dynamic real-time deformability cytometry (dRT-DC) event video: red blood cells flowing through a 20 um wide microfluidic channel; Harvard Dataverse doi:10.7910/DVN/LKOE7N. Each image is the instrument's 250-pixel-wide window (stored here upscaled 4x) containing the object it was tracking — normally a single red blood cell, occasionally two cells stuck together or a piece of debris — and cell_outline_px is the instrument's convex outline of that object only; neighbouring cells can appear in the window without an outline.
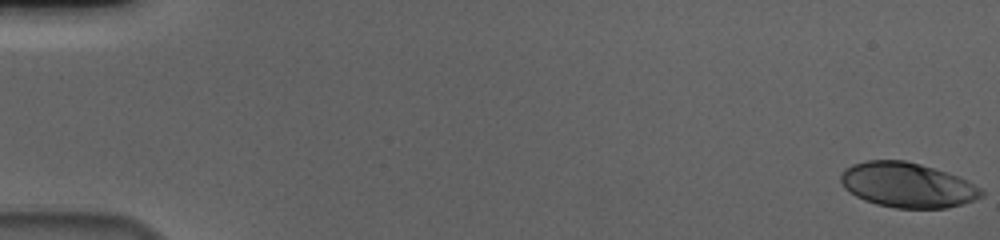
{"species": "human", "species_latin": "Homo sapiens", "temperature_condition": "cold", "stored_images_in_passage": 58, "camera_frame_rate_fps": 3000, "um_per_image_px": 0.085, "donor": {"sex": "male"}, "frame": {"image": 1, "passage_image": 1, "time_ms": 0.0, "image_size_px": [1000, 240], "cell_outline_px": [[984, 196], [960, 204], [944, 208], [896, 208], [876, 204], [864, 200], [856, 196], [844, 188], [840, 180], [840, 176], [844, 168], [852, 164], [868, 160], [904, 160], [920, 164], [956, 176], [980, 188], [984, 192]], "centroid_in_image_um": [77.06, 15.73], "position_along_channel_um": 7.9, "area_um2": 36.41}}
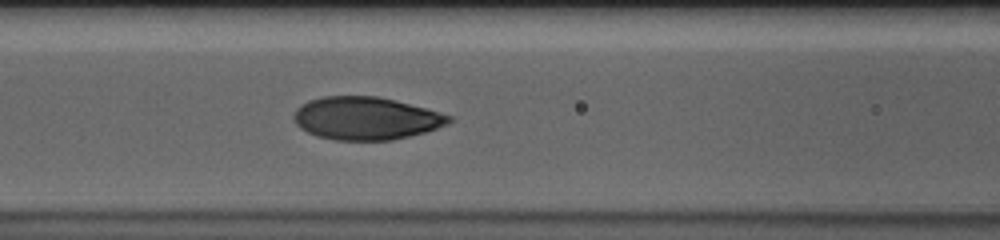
{"frame": {"image": 2, "passage_image": 26, "time_ms": 8.333, "image_size_px": [1000, 240], "cell_outline_px": [[452, 120], [448, 124], [424, 132], [392, 140], [336, 140], [316, 136], [300, 128], [296, 124], [292, 116], [296, 108], [308, 100], [324, 96], [376, 96], [396, 100], [452, 116]], "centroid_in_image_um": [31.06, 10.05], "position_along_channel_um": 135.5, "area_um2": 38.61}}
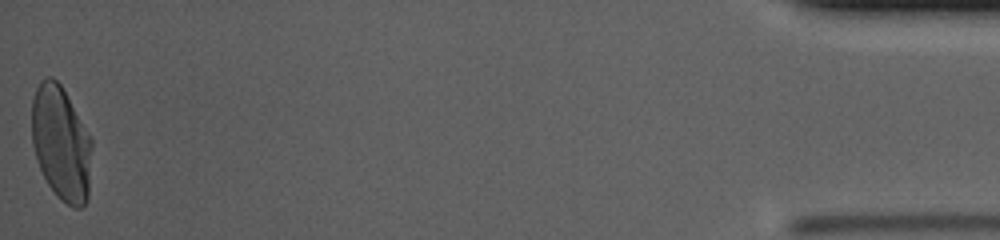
{"frame": {"image": 3, "passage_image": 58, "time_ms": 19.0, "image_size_px": [1000, 240], "cell_outline_px": [[92, 148], [88, 196], [84, 204], [80, 208], [72, 208], [60, 200], [56, 196], [48, 184], [36, 160], [32, 144], [32, 100], [36, 88], [40, 80], [48, 76], [52, 76], [60, 84], [92, 136]], "centroid_in_image_um": [5.2, 12.18], "position_along_channel_um": 430.0, "area_um2": 40.52}, "authors_computed_cell_mechanics": {"area_um2": 38.726, "velocity_mm_per_s": 3.61, "shape_relaxation_time_tau1_ms": 3.9742, "shape_relaxation_time_tau2_ms": null, "deformation_change_tau1": 0.1962, "deformation_change_tau2": null}}